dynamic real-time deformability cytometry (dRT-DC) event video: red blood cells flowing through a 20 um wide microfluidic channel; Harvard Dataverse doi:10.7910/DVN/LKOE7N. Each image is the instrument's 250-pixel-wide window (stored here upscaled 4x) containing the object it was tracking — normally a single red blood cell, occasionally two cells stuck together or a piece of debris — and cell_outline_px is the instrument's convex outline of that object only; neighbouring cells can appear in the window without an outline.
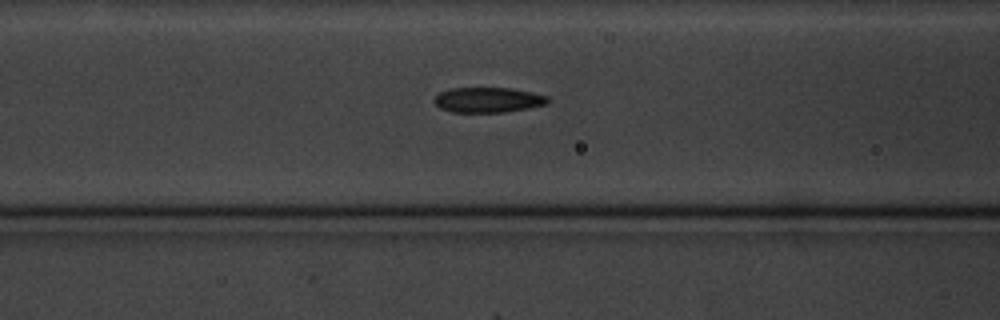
{"species": "common noctule bat (a hibernating species)", "species_latin": "Nyctalus noctula", "temperature_condition": "cold", "stored_images_in_passage": 7, "camera_frame_rate_fps": 3000, "um_per_image_px": 0.085, "animal": {"sex": "male", "body_mass_g": 20.1, "forearm_length_mm": 53.5}, "frame": {"image": 1, "passage_image": 6, "time_ms": 7.333, "image_size_px": [1000, 320], "cell_outline_px": [[548, 104], [528, 108], [504, 112], [452, 112], [440, 108], [432, 100], [440, 92], [452, 88], [512, 88], [548, 96]], "centroid_in_image_um": [41.47, 8.49], "position_along_channel_um": 125.1, "area_um2": 16.59}}
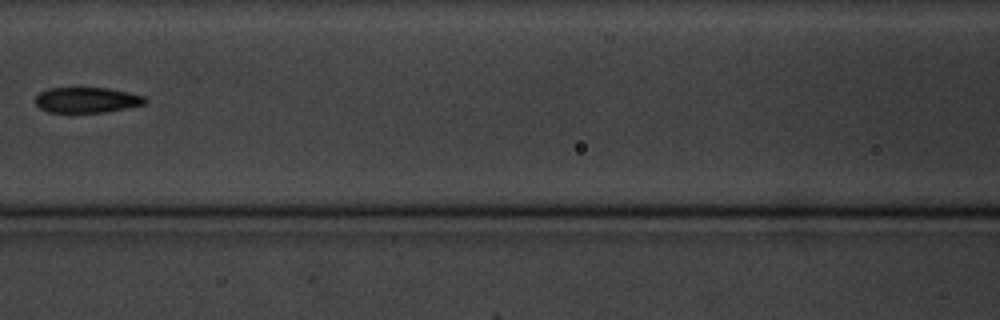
{"frame": {"image": 2, "passage_image": 7, "time_ms": 8.333, "image_size_px": [1000, 320], "cell_outline_px": [[148, 100], [144, 104], [104, 112], [48, 112], [40, 108], [36, 104], [36, 96], [40, 92], [48, 88], [76, 84], [108, 88], [128, 92], [144, 96]], "centroid_in_image_um": [7.33, 8.43], "position_along_channel_um": 159.3, "area_um2": 16.99}}